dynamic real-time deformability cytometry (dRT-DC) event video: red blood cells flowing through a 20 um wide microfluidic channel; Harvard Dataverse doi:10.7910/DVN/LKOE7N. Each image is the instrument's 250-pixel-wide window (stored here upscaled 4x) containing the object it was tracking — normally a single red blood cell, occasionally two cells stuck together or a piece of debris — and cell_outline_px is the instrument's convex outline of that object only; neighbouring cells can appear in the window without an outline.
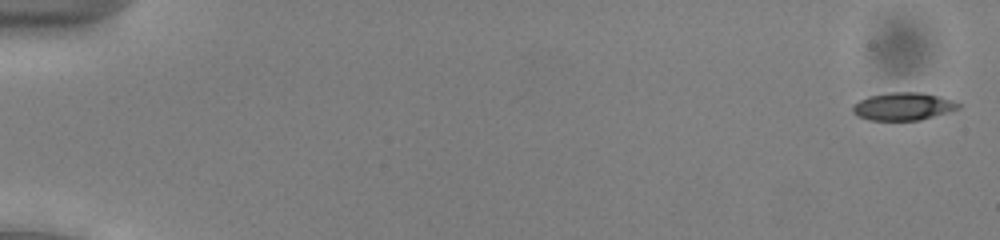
{"species": "common noctule bat (a hibernating species)", "species_latin": "Nyctalus noctula", "temperature_condition": "cold", "stored_images_in_passage": 54, "camera_frame_rate_fps": 3000, "um_per_image_px": 0.085, "animal": {"sex": "male", "body_mass_g": 13.0, "forearm_length_mm": 53.1}, "frame": {"image": 1, "passage_image": 2, "time_ms": 0.333, "image_size_px": [1000, 240], "cell_outline_px": [[960, 108], [948, 112], [920, 120], [868, 120], [856, 116], [852, 112], [852, 104], [868, 96], [892, 92], [920, 92], [940, 96], [952, 100], [960, 104]], "centroid_in_image_um": [76.74, 9.04], "position_along_channel_um": 8.3, "area_um2": 17.17}}
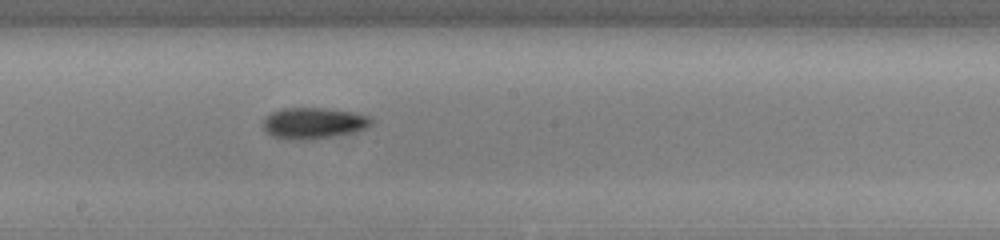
{"frame": {"image": 2, "passage_image": 31, "time_ms": 10.0, "image_size_px": [1000, 240], "cell_outline_px": [[372, 124], [368, 128], [360, 132], [312, 140], [288, 140], [272, 136], [264, 132], [264, 116], [272, 112], [284, 108], [324, 108], [352, 112], [372, 116]], "centroid_in_image_um": [26.69, 10.49], "position_along_channel_um": 221.5, "area_um2": 20.23}}
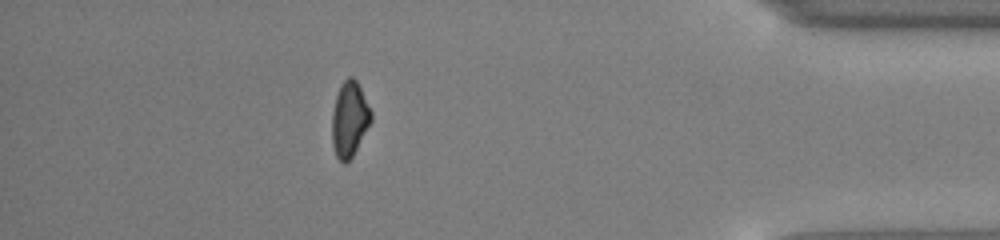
{"frame": {"image": 3, "passage_image": 48, "time_ms": 15.667, "image_size_px": [1000, 240], "cell_outline_px": [[372, 120], [352, 156], [344, 164], [336, 156], [332, 144], [332, 112], [336, 96], [344, 80], [348, 76], [352, 76], [356, 80], [372, 112]], "centroid_in_image_um": [29.7, 10.13], "position_along_channel_um": 405.5, "area_um2": 16.88}, "authors_computed_cell_mechanics": {"area_um2": 17.8024, "velocity_mm_per_s": 3.9539, "shape_relaxation_time_tau1_ms": 2.1118, "shape_relaxation_time_tau2_ms": null, "deformation_change_tau1": 0.112, "deformation_change_tau2": null}}